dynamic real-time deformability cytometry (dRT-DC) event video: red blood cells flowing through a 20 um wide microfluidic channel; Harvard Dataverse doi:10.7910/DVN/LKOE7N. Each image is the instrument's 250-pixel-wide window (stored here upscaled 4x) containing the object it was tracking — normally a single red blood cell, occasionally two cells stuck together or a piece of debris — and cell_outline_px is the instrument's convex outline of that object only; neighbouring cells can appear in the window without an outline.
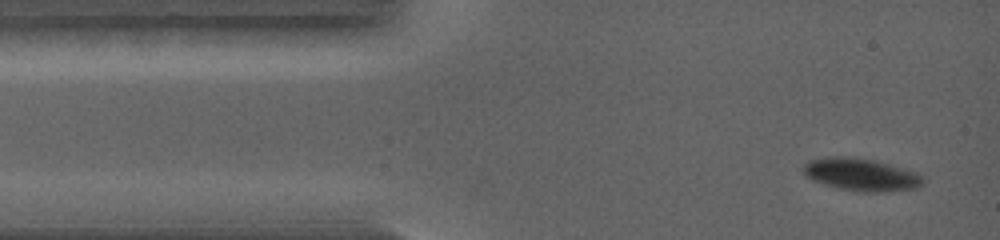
{"species": "common noctule bat (a hibernating species)", "species_latin": "Nyctalus noctula", "temperature_condition": "warm", "stored_images_in_passage": 9, "camera_frame_rate_fps": 5000, "um_per_image_px": 0.085, "animal": {"sex": "female", "body_mass_g": 19.0, "forearm_length_mm": 56.7}, "frame": {"image": 1, "passage_image": 1, "time_ms": 0.0, "image_size_px": [1000, 240], "cell_outline_px": [[924, 184], [920, 188], [880, 192], [864, 192], [836, 188], [812, 180], [804, 172], [804, 164], [808, 160], [824, 156], [852, 156], [872, 160], [888, 164], [916, 172], [924, 180]], "centroid_in_image_um": [73.19, 14.84], "position_along_channel_um": 11.8, "area_um2": 22.77}}